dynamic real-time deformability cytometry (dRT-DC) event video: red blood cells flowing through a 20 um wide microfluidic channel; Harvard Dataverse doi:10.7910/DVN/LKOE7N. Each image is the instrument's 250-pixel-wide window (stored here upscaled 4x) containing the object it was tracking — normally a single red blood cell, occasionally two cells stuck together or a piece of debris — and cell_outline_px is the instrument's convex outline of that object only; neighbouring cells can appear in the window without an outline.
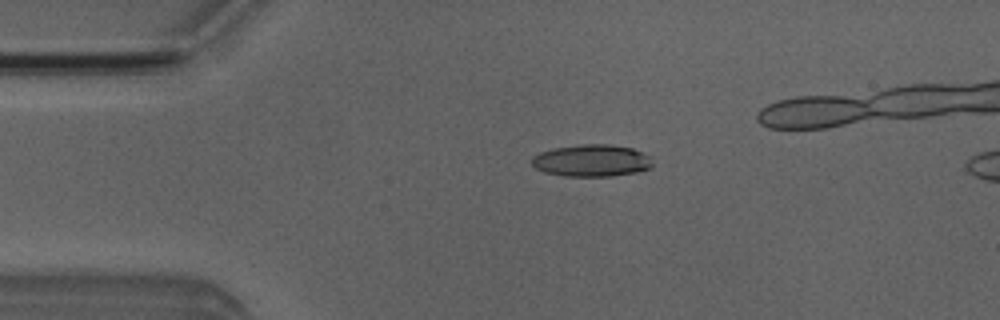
{"species": "Egyptian fruit bat (a non-hibernating species)", "species_latin": "Rousettus aegyptiacus", "temperature_condition": "room temperature", "stored_images_in_passage": 6, "camera_frame_rate_fps": 3000, "um_per_image_px": 0.085, "animal": {"sex": "male"}, "frame": {"image": 1, "passage_image": 4, "time_ms": 3.333, "image_size_px": [1000, 320], "cell_outline_px": [[652, 164], [648, 168], [636, 172], [612, 176], [564, 176], [544, 172], [536, 168], [532, 164], [532, 156], [540, 152], [552, 148], [580, 144], [608, 144], [632, 148], [648, 156]], "centroid_in_image_um": [50.23, 13.64], "position_along_channel_um": 34.8, "area_um2": 22.43}}